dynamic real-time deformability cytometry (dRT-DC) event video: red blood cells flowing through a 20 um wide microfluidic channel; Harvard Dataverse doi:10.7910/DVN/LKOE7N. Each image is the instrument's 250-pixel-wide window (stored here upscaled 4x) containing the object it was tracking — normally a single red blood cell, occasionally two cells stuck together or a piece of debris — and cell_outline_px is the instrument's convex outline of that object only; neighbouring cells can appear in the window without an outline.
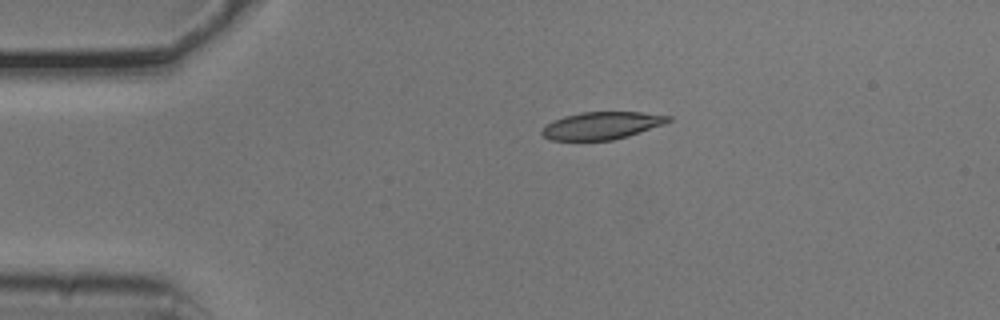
{"species": "common noctule bat (a hibernating species)", "species_latin": "Nyctalus noctula", "temperature_condition": "cold", "stored_images_in_passage": 2, "camera_frame_rate_fps": 3000, "um_per_image_px": 0.085, "animal": {"sex": "male", "body_mass_g": 20.5, "forearm_length_mm": 52.5}, "frame": {"image": 1, "passage_image": 1, "time_ms": 0.0, "image_size_px": [1000, 320], "cell_outline_px": [[672, 120], [664, 124], [628, 136], [612, 140], [552, 140], [544, 136], [540, 132], [552, 120], [564, 116], [580, 112], [640, 112], [672, 116]], "centroid_in_image_um": [51.16, 10.66], "position_along_channel_um": 33.8, "area_um2": 20.11}}